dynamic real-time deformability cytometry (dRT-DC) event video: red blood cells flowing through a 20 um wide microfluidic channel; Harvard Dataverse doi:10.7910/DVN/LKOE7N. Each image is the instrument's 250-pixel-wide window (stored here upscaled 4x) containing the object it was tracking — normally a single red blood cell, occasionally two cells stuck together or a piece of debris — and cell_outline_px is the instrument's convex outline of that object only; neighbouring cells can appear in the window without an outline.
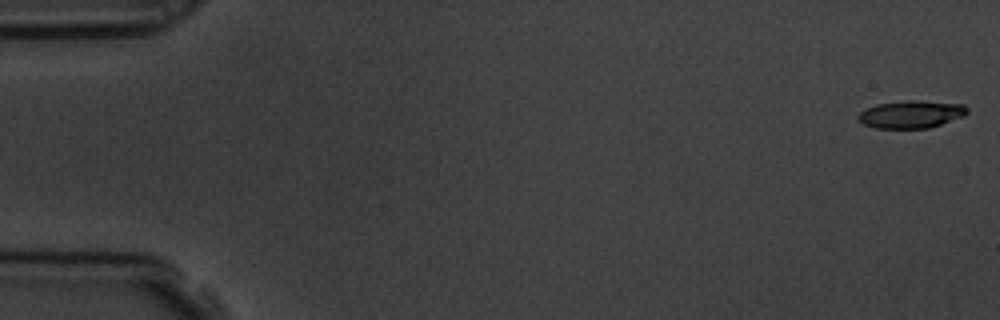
{"species": "common noctule bat (a hibernating species)", "species_latin": "Nyctalus noctula", "temperature_condition": "room temperature", "stored_images_in_passage": 14, "camera_frame_rate_fps": 3000, "um_per_image_px": 0.085, "animal": {"sex": "male", "body_mass_g": 19.5, "forearm_length_mm": 54.6}, "frame": {"image": 1, "passage_image": 1, "time_ms": 0.0, "image_size_px": [1000, 320], "cell_outline_px": [[968, 112], [964, 116], [928, 128], [876, 128], [864, 124], [856, 120], [856, 116], [860, 112], [876, 104], [908, 100], [916, 100], [964, 104], [968, 108]], "centroid_in_image_um": [77.44, 9.71], "position_along_channel_um": 7.6, "area_um2": 17.51}}
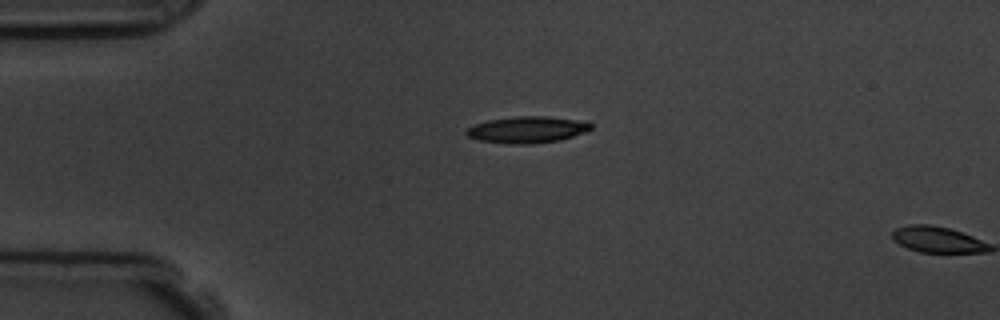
{"frame": {"image": 2, "passage_image": 13, "time_ms": 4.0, "image_size_px": [1000, 320], "cell_outline_px": [[592, 128], [584, 132], [560, 140], [532, 144], [508, 144], [480, 140], [468, 136], [464, 132], [468, 128], [476, 124], [488, 120], [516, 116], [544, 116], [588, 120], [592, 124]], "centroid_in_image_um": [44.86, 11.01], "position_along_channel_um": 40.1, "area_um2": 19.36}}